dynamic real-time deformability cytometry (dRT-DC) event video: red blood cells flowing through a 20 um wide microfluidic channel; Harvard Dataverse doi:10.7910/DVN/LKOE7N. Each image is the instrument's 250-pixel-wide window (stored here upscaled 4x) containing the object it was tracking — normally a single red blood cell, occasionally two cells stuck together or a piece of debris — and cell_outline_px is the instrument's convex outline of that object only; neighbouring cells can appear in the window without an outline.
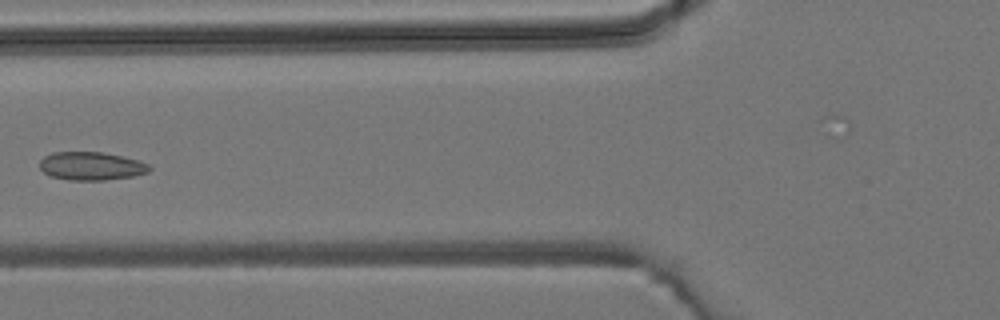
{"species": "common noctule bat (a hibernating species)", "species_latin": "Nyctalus noctula", "temperature_condition": "room temperature", "stored_images_in_passage": 7, "camera_frame_rate_fps": 3000, "um_per_image_px": 0.085, "animal": {"sex": "male", "body_mass_g": 19.2, "forearm_length_mm": 51.8}, "frame": {"image": 1, "passage_image": 5, "time_ms": 4.667, "image_size_px": [1000, 320], "cell_outline_px": [[152, 168], [148, 172], [132, 176], [104, 180], [68, 180], [52, 176], [44, 172], [40, 168], [40, 160], [44, 156], [52, 152], [104, 152], [124, 156], [140, 160], [148, 164]], "centroid_in_image_um": [7.77, 14.1], "position_along_channel_um": 118.0, "area_um2": 18.15}}
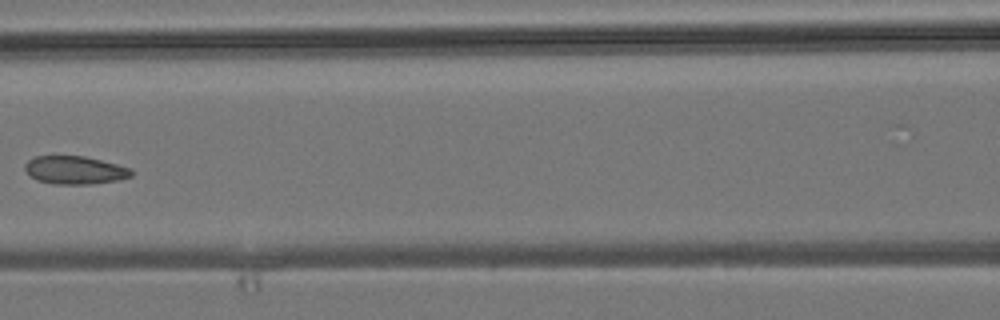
{"frame": {"image": 2, "passage_image": 6, "time_ms": 5.667, "image_size_px": [1000, 320], "cell_outline_px": [[132, 176], [120, 180], [92, 184], [56, 184], [36, 180], [24, 168], [24, 164], [28, 160], [36, 156], [84, 156], [132, 168]], "centroid_in_image_um": [6.38, 14.46], "position_along_channel_um": 160.2, "area_um2": 17.4}}
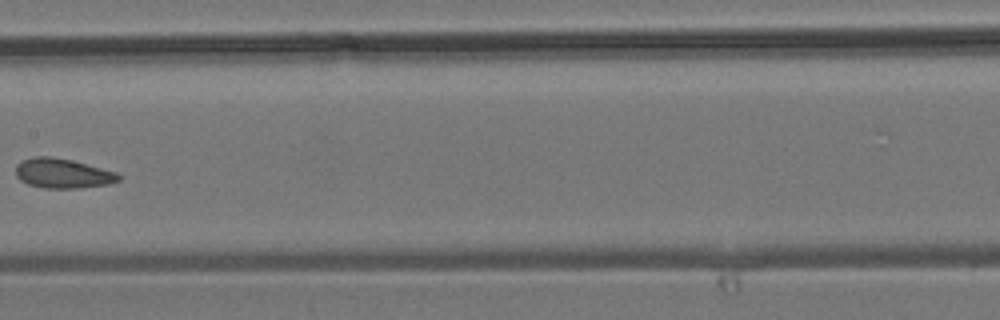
{"frame": {"image": 3, "passage_image": 7, "time_ms": 6.667, "image_size_px": [1000, 320], "cell_outline_px": [[120, 180], [108, 184], [80, 188], [44, 188], [28, 184], [20, 180], [16, 176], [16, 164], [20, 160], [36, 156], [52, 156], [72, 160], [116, 172], [120, 176]], "centroid_in_image_um": [5.29, 14.73], "position_along_channel_um": 202.1, "area_um2": 17.86}}